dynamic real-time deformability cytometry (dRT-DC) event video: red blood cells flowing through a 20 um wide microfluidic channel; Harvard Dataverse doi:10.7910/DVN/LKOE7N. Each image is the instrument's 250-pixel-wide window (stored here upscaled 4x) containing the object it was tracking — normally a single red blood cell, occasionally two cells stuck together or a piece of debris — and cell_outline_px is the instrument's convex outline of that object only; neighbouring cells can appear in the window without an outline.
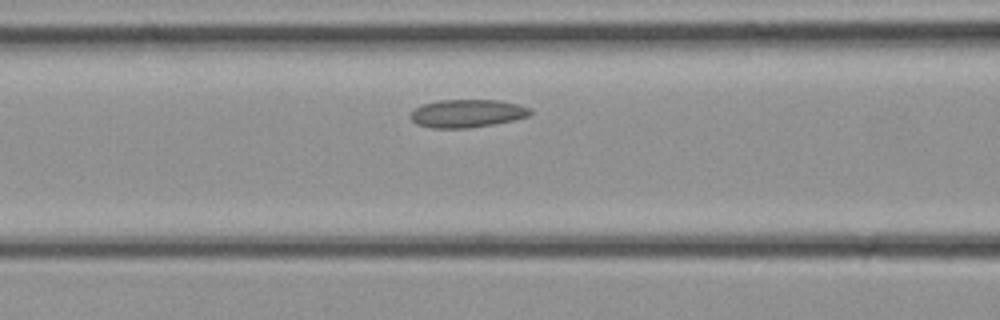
{"species": "common noctule bat (a hibernating species)", "species_latin": "Nyctalus noctula", "temperature_condition": "cold", "stored_images_in_passage": 9, "camera_frame_rate_fps": 3000, "um_per_image_px": 0.085, "animal": {"sex": "female", "body_mass_g": 21.9}, "frame": {"image": 1, "passage_image": 7, "time_ms": 2.0, "image_size_px": [1000, 320], "cell_outline_px": [[532, 112], [528, 116], [512, 120], [492, 124], [468, 128], [432, 128], [416, 124], [412, 120], [412, 112], [420, 104], [440, 100], [500, 100], [516, 104], [528, 108]], "centroid_in_image_um": [39.67, 9.64], "position_along_channel_um": 126.9, "area_um2": 19.31}}